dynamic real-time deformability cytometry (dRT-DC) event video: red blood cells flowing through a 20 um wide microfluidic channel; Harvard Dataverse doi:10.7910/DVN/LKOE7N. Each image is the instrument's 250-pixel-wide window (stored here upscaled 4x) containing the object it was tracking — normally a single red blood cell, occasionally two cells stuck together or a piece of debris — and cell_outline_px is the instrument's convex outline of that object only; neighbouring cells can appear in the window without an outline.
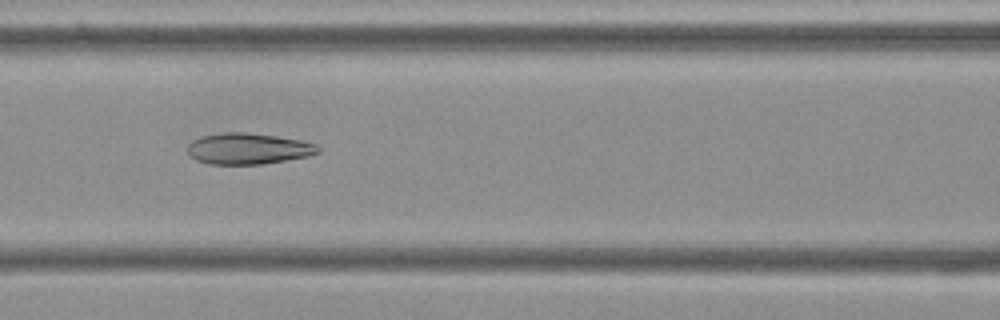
{"species": "Egyptian fruit bat (a non-hibernating species)", "species_latin": "Rousettus aegyptiacus", "temperature_condition": "cold", "stored_images_in_passage": 33, "camera_frame_rate_fps": 3000, "um_per_image_px": 0.085, "frame": {"image": 1, "passage_image": 11, "time_ms": 3.333, "image_size_px": [1000, 320], "cell_outline_px": [[320, 152], [308, 156], [260, 164], [208, 164], [196, 160], [188, 152], [188, 144], [192, 140], [200, 136], [224, 132], [244, 132], [276, 136], [300, 140], [316, 144], [320, 148]], "centroid_in_image_um": [21.07, 12.63], "position_along_channel_um": 145.5, "area_um2": 23.58}}
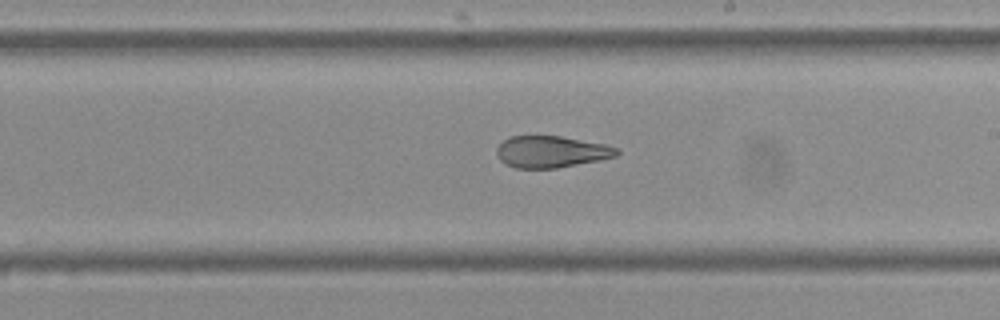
{"frame": {"image": 2, "passage_image": 19, "time_ms": 6.0, "image_size_px": [1000, 320], "cell_outline_px": [[620, 152], [616, 156], [600, 160], [556, 168], [516, 168], [504, 164], [496, 156], [496, 148], [508, 136], [560, 136], [604, 144], [616, 148]], "centroid_in_image_um": [46.81, 12.9], "position_along_channel_um": 242.2, "area_um2": 22.14}}
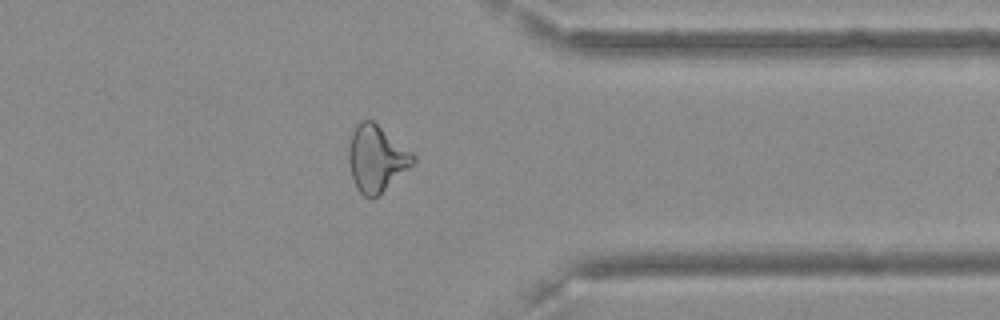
{"frame": {"image": 3, "passage_image": 31, "time_ms": 10.0, "image_size_px": [1000, 320], "cell_outline_px": [[416, 160], [412, 164], [372, 200], [364, 196], [356, 188], [352, 180], [348, 160], [348, 148], [352, 132], [356, 124], [360, 120], [372, 120], [412, 152], [416, 156]], "centroid_in_image_um": [31.95, 13.46], "position_along_channel_um": 379.4, "area_um2": 24.62}}